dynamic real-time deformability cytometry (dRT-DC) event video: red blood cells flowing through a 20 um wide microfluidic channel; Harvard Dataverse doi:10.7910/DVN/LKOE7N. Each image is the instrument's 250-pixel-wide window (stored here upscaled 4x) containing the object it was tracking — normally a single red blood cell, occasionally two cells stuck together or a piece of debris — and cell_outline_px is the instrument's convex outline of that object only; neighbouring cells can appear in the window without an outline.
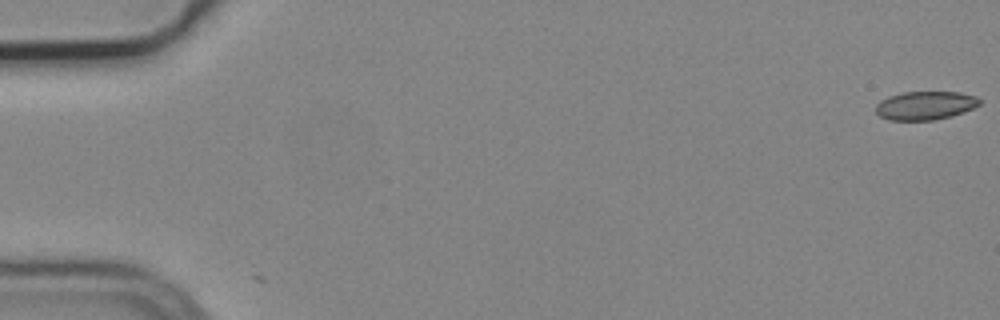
{"species": "common noctule bat (a hibernating species)", "species_latin": "Nyctalus noctula", "temperature_condition": "cold", "stored_images_in_passage": 7, "camera_frame_rate_fps": 3000, "um_per_image_px": 0.085, "animal": {"sex": "male", "body_mass_g": 19.2, "forearm_length_mm": 51.8}, "frame": {"image": 1, "passage_image": 1, "time_ms": 0.0, "image_size_px": [1000, 320], "cell_outline_px": [[980, 104], [964, 112], [932, 120], [888, 120], [880, 116], [876, 112], [876, 104], [880, 100], [888, 96], [904, 92], [960, 92], [976, 96], [980, 100]], "centroid_in_image_um": [78.62, 8.96], "position_along_channel_um": 6.4, "area_um2": 17.17}}
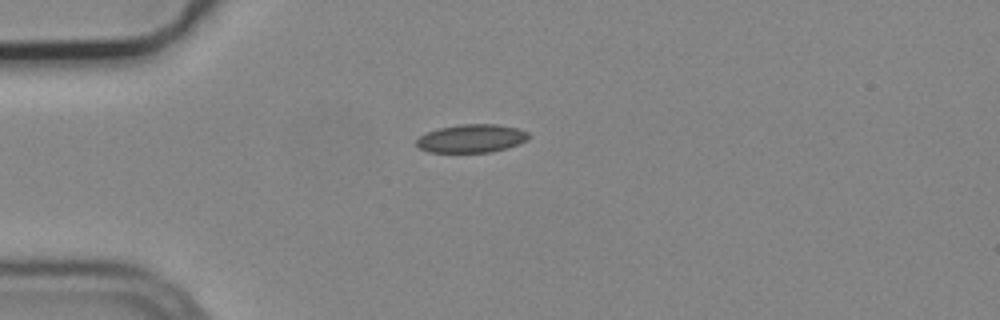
{"frame": {"image": 2, "passage_image": 5, "time_ms": 1.333, "image_size_px": [1000, 320], "cell_outline_px": [[532, 136], [528, 140], [508, 148], [492, 152], [428, 152], [420, 148], [416, 144], [416, 140], [420, 136], [428, 132], [440, 128], [460, 124], [496, 124], [516, 128], [528, 132]], "centroid_in_image_um": [40.12, 11.77], "position_along_channel_um": 44.9, "area_um2": 18.5}}
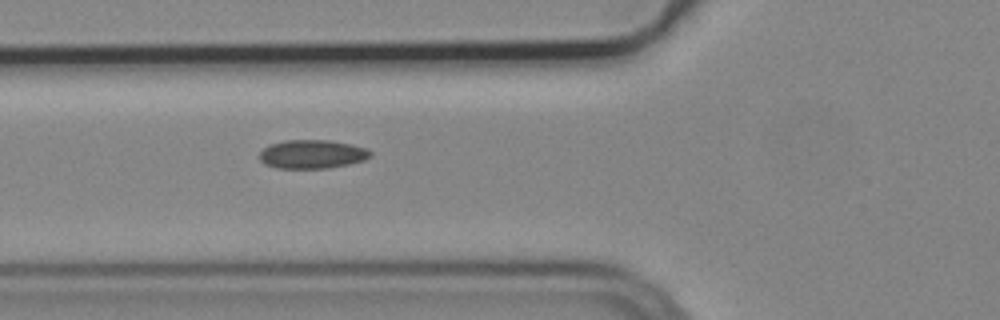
{"frame": {"image": 3, "passage_image": 7, "time_ms": 2.0, "image_size_px": [1000, 320], "cell_outline_px": [[372, 156], [364, 160], [348, 164], [328, 168], [276, 168], [264, 164], [260, 160], [260, 152], [268, 144], [284, 140], [328, 140], [352, 144], [368, 148], [372, 152]], "centroid_in_image_um": [26.54, 13.1], "position_along_channel_um": 99.3, "area_um2": 18.73}}